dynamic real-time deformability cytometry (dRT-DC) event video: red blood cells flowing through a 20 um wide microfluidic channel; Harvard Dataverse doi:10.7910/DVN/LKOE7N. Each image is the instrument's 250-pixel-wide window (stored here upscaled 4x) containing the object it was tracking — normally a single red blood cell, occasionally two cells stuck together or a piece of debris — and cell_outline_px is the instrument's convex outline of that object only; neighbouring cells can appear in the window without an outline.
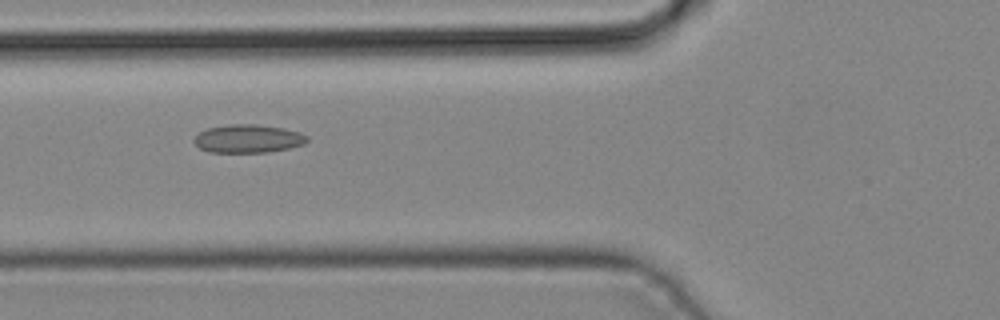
{"species": "common noctule bat (a hibernating species)", "species_latin": "Nyctalus noctula", "temperature_condition": "cold", "stored_images_in_passage": 15, "camera_frame_rate_fps": 3000, "um_per_image_px": 0.085, "animal": {"sex": "male", "body_mass_g": 19.2, "forearm_length_mm": 51.8}, "frame": {"image": 1, "passage_image": 5, "time_ms": 1.333, "image_size_px": [1000, 320], "cell_outline_px": [[308, 140], [304, 144], [288, 148], [268, 152], [208, 152], [200, 148], [192, 140], [200, 132], [208, 128], [232, 124], [256, 124], [284, 128], [300, 132], [308, 136]], "centroid_in_image_um": [21.1, 11.78], "position_along_channel_um": 104.7, "area_um2": 18.55}}
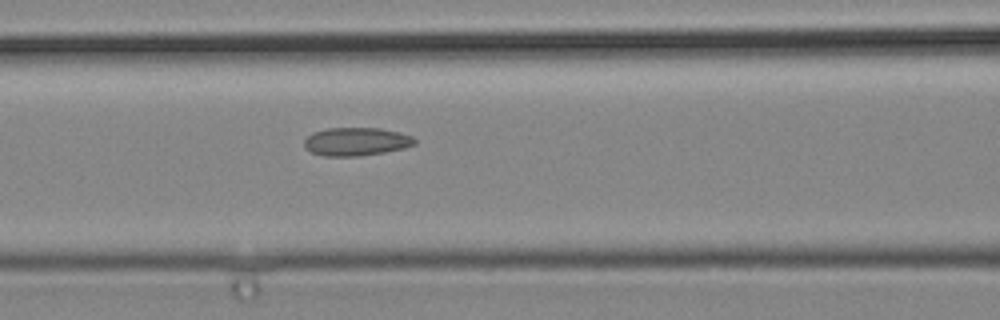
{"frame": {"image": 2, "passage_image": 7, "time_ms": 2.0, "image_size_px": [1000, 320], "cell_outline_px": [[416, 144], [404, 148], [384, 152], [360, 156], [324, 156], [312, 152], [304, 144], [304, 140], [312, 132], [328, 128], [380, 128], [400, 132], [412, 136], [416, 140]], "centroid_in_image_um": [30.3, 12.03], "position_along_channel_um": 136.3, "area_um2": 18.15}}
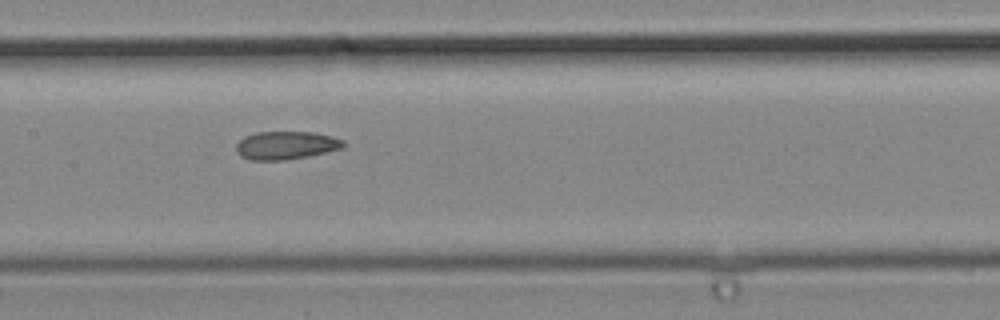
{"frame": {"image": 3, "passage_image": 10, "time_ms": 3.0, "image_size_px": [1000, 320], "cell_outline_px": [[344, 148], [308, 156], [284, 160], [248, 160], [240, 156], [236, 152], [236, 144], [244, 136], [256, 132], [312, 132], [332, 136], [344, 140]], "centroid_in_image_um": [24.29, 12.35], "position_along_channel_um": 183.1, "area_um2": 17.69}}